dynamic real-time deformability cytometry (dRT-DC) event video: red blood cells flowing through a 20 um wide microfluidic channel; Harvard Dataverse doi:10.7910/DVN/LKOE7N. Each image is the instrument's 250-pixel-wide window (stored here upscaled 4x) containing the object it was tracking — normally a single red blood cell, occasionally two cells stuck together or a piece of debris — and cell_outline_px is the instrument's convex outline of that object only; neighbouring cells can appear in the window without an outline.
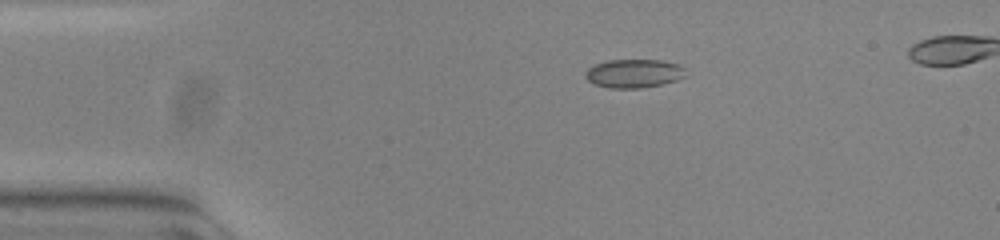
{"species": "common noctule bat (a hibernating species)", "species_latin": "Nyctalus noctula", "temperature_condition": "warm", "stored_images_in_passage": 42, "camera_frame_rate_fps": 3000, "um_per_image_px": 0.085, "animal": {"sex": "female", "body_mass_g": 23.0, "forearm_length_mm": 53.4}, "frame": {"image": 1, "passage_image": 1, "time_ms": 0.0, "image_size_px": [1000, 240], "cell_outline_px": [[684, 76], [676, 80], [660, 84], [640, 88], [608, 88], [596, 84], [588, 80], [584, 76], [588, 68], [596, 64], [608, 60], [660, 60], [680, 64], [684, 68]], "centroid_in_image_um": [53.87, 6.23], "position_along_channel_um": 31.1, "area_um2": 16.53}}
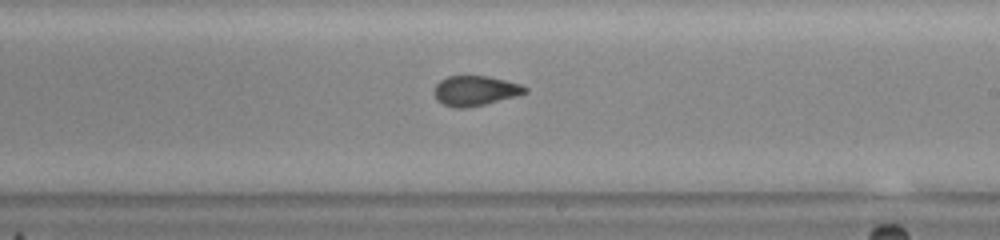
{"frame": {"image": 2, "passage_image": 22, "time_ms": 7.0, "image_size_px": [1000, 240], "cell_outline_px": [[528, 92], [484, 104], [468, 108], [456, 108], [444, 104], [436, 100], [432, 92], [436, 84], [440, 80], [448, 76], [488, 76], [520, 84], [528, 88]], "centroid_in_image_um": [40.34, 7.71], "position_along_channel_um": 248.7, "area_um2": 15.78}}
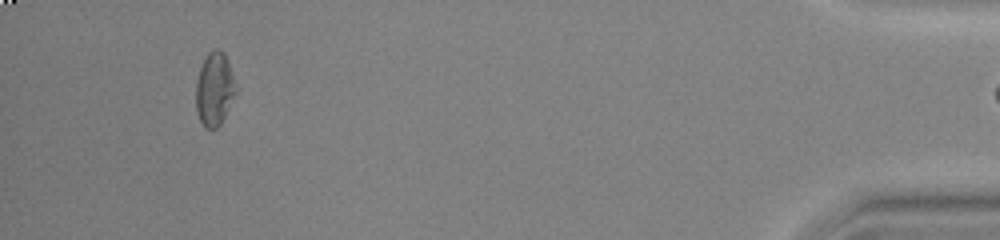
{"frame": {"image": 3, "passage_image": 41, "time_ms": 13.333, "image_size_px": [1000, 240], "cell_outline_px": [[236, 92], [220, 124], [216, 128], [204, 128], [200, 120], [196, 108], [196, 84], [200, 68], [208, 52], [212, 48], [216, 48], [224, 52], [232, 72], [236, 84]], "centroid_in_image_um": [18.23, 7.55], "position_along_channel_um": 417.0, "area_um2": 16.88}}